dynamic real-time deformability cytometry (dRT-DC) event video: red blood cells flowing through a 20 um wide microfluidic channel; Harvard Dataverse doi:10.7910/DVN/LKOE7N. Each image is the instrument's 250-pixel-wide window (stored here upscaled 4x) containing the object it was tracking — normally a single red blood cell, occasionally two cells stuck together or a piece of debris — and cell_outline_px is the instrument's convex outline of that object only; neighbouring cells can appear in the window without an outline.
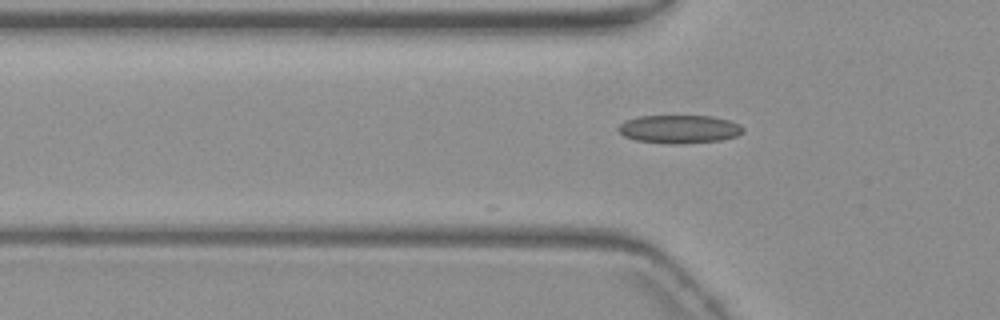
{"species": "common noctule bat (a hibernating species)", "species_latin": "Nyctalus noctula", "temperature_condition": "warm", "stored_images_in_passage": 2, "camera_frame_rate_fps": 3000, "um_per_image_px": 0.085, "animal": {"sex": "female", "body_mass_g": 19.3, "forearm_length_mm": 54.1}, "frame": {"image": 1, "passage_image": 2, "time_ms": 0.333, "image_size_px": [1000, 320], "cell_outline_px": [[744, 132], [736, 136], [720, 140], [684, 144], [668, 144], [636, 140], [624, 136], [616, 128], [620, 124], [628, 120], [640, 116], [712, 116], [728, 120], [740, 124], [744, 128]], "centroid_in_image_um": [57.76, 10.98], "position_along_channel_um": 68.0, "area_um2": 20.58}}